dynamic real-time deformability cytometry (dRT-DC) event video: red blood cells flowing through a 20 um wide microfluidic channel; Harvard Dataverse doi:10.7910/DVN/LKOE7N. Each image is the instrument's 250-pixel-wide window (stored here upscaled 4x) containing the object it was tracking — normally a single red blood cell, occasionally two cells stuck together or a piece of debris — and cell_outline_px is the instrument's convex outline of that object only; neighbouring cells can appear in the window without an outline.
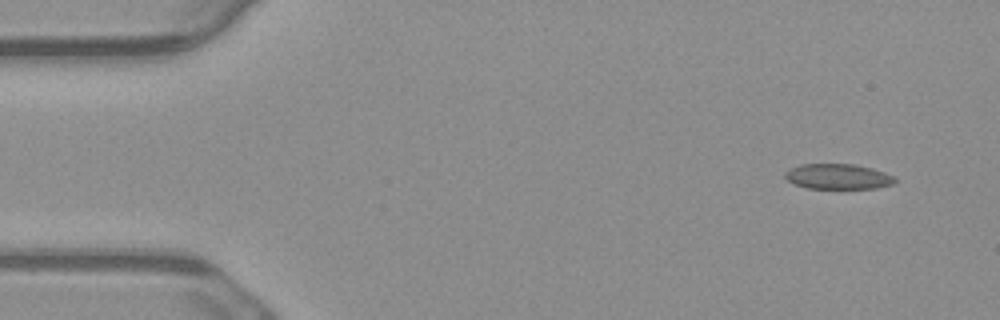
{"species": "common noctule bat (a hibernating species)", "species_latin": "Nyctalus noctula", "temperature_condition": "warm", "stored_images_in_passage": 2, "camera_frame_rate_fps": 3000, "um_per_image_px": 0.085, "animal": {"sex": "male", "body_mass_g": 23.1, "forearm_length_mm": 52.7}, "frame": {"image": 1, "passage_image": 2, "time_ms": 0.333, "image_size_px": [1000, 320], "cell_outline_px": [[896, 184], [876, 188], [808, 188], [796, 184], [788, 180], [784, 176], [784, 172], [800, 164], [852, 164], [872, 168], [884, 172], [892, 176], [896, 180]], "centroid_in_image_um": [71.25, 15.0], "position_along_channel_um": 13.8, "area_um2": 16.07}}